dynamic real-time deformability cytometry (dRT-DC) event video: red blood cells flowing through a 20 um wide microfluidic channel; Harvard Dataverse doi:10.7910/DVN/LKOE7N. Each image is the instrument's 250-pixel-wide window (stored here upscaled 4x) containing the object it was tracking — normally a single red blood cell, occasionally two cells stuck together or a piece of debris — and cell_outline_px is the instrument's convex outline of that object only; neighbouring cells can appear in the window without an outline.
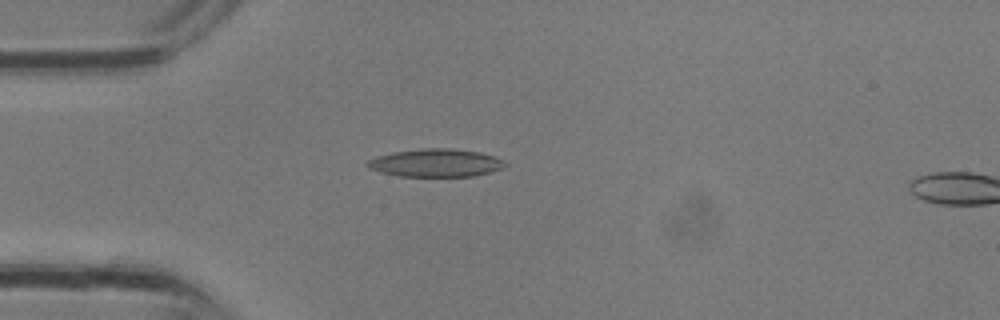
{"species": "common noctule bat (a hibernating species)", "species_latin": "Nyctalus noctula", "temperature_condition": "room temperature", "stored_images_in_passage": 10, "camera_frame_rate_fps": 3000, "um_per_image_px": 0.085, "animal": {"sex": "male", "body_mass_g": 13.3}, "frame": {"image": 1, "passage_image": 9, "time_ms": 2.667, "image_size_px": [1000, 320], "cell_outline_px": [[508, 164], [500, 168], [476, 176], [400, 176], [380, 172], [368, 168], [368, 160], [376, 156], [396, 152], [424, 148], [452, 148], [480, 152], [496, 156], [504, 160]], "centroid_in_image_um": [37.07, 13.84], "position_along_channel_um": 47.9, "area_um2": 22.31}}